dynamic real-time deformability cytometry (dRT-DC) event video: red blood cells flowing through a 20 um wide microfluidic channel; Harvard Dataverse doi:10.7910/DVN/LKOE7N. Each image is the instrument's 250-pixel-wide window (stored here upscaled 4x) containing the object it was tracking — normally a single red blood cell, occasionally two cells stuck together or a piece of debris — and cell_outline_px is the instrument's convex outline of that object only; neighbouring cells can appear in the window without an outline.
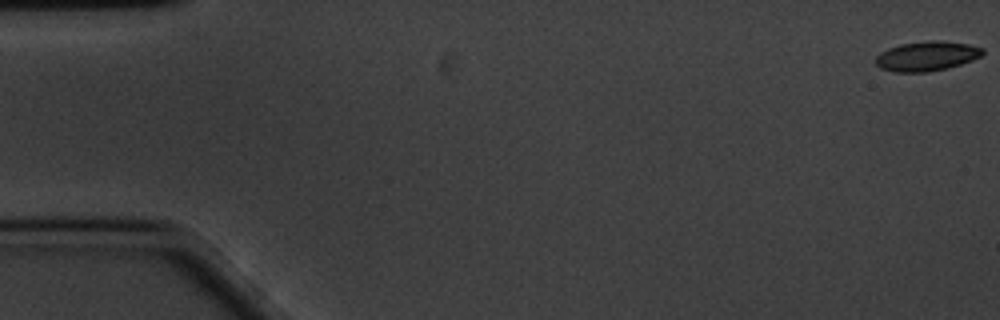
{"species": "common noctule bat (a hibernating species)", "species_latin": "Nyctalus noctula", "temperature_condition": "cold", "stored_images_in_passage": 59, "camera_frame_rate_fps": 3000, "um_per_image_px": 0.085, "animal": {"sex": "male", "body_mass_g": 20.1, "forearm_length_mm": 53.5}, "frame": {"image": 1, "passage_image": 1, "time_ms": 0.0, "image_size_px": [1000, 320], "cell_outline_px": [[984, 52], [980, 56], [972, 60], [948, 68], [928, 72], [892, 72], [880, 68], [876, 64], [876, 56], [880, 52], [888, 48], [900, 44], [928, 40], [940, 40], [968, 44], [984, 48]], "centroid_in_image_um": [78.76, 4.77], "position_along_channel_um": 6.2, "area_um2": 18.61}}
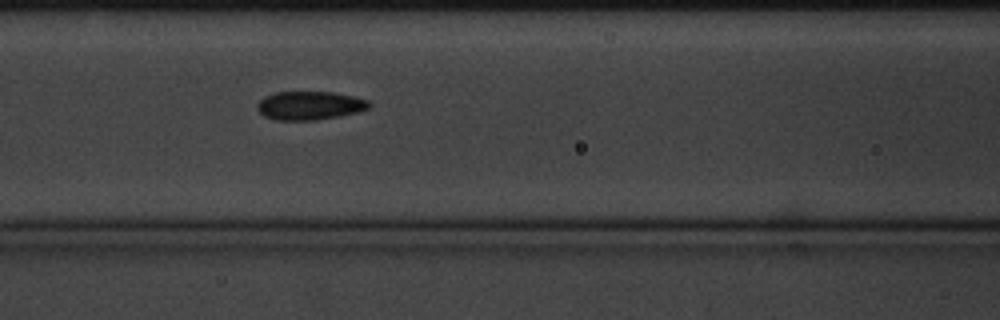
{"frame": {"image": 2, "passage_image": 25, "time_ms": 8.0, "image_size_px": [1000, 320], "cell_outline_px": [[372, 104], [368, 108], [356, 112], [316, 120], [276, 120], [264, 116], [256, 108], [256, 104], [264, 96], [276, 92], [332, 92], [352, 96], [368, 100]], "centroid_in_image_um": [26.28, 8.96], "position_along_channel_um": 140.3, "area_um2": 18.5}}
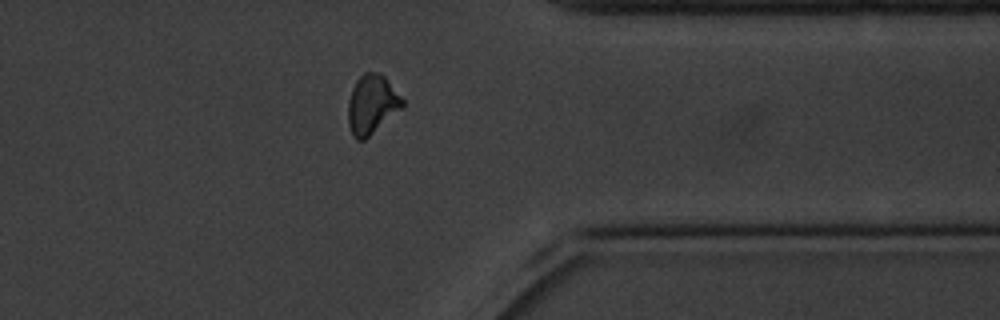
{"frame": {"image": 3, "passage_image": 47, "time_ms": 15.333, "image_size_px": [1000, 320], "cell_outline_px": [[404, 104], [400, 108], [364, 140], [356, 140], [352, 136], [348, 124], [348, 100], [352, 88], [356, 80], [364, 72], [380, 72], [384, 76], [404, 100]], "centroid_in_image_um": [31.56, 8.85], "position_along_channel_um": 379.8, "area_um2": 18.44}, "authors_computed_cell_mechanics": {"area_um2": 18.3226, "velocity_mm_per_s": 3.3896, "shape_relaxation_time_tau1_ms": 4.6088, "shape_relaxation_time_tau2_ms": 2.3008, "deformation_change_tau1": 0.1191, "deformation_change_tau2": 0.0775}}